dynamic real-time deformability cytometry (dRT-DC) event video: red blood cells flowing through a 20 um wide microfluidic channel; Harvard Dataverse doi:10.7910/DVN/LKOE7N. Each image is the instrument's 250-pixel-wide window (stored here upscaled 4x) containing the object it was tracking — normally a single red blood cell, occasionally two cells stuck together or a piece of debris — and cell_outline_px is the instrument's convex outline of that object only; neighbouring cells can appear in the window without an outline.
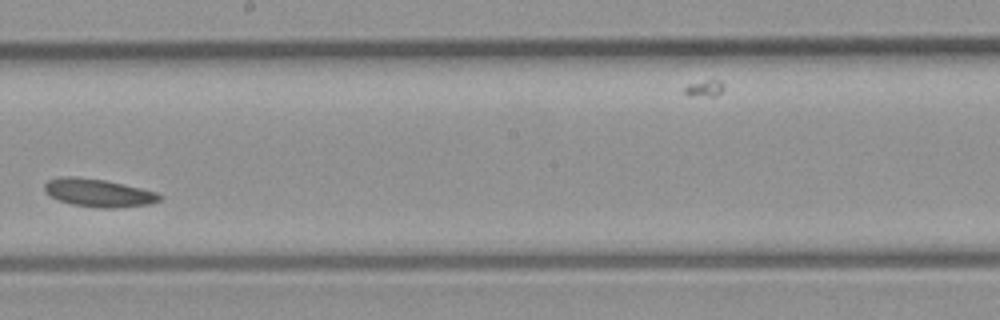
{"species": "common noctule bat (a hibernating species)", "species_latin": "Nyctalus noctula", "temperature_condition": "room temperature", "stored_images_in_passage": 22, "camera_frame_rate_fps": 3000, "um_per_image_px": 0.085, "animal": {"sex": "male", "body_mass_g": 23.1, "forearm_length_mm": 52.7}, "frame": {"image": 1, "passage_image": 13, "time_ms": 4.0, "image_size_px": [1000, 320], "cell_outline_px": [[164, 196], [160, 200], [152, 204], [116, 208], [100, 208], [72, 204], [60, 200], [44, 192], [44, 184], [48, 180], [60, 176], [76, 176], [104, 180], [140, 188], [156, 192]], "centroid_in_image_um": [8.38, 16.39], "position_along_channel_um": 239.8, "area_um2": 18.79}}
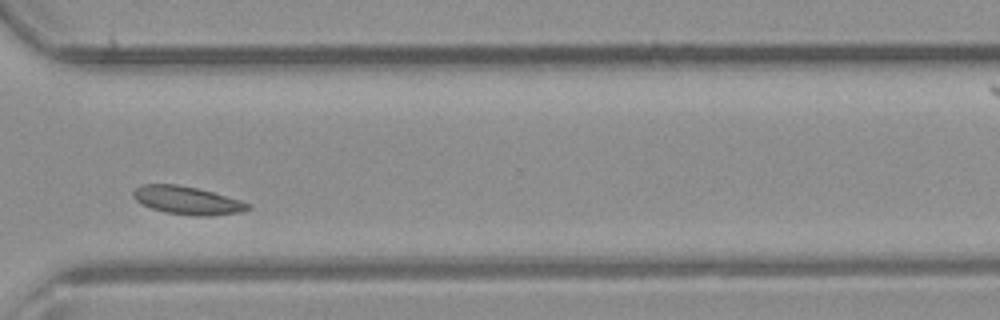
{"frame": {"image": 2, "passage_image": 19, "time_ms": 6.0, "image_size_px": [1000, 320], "cell_outline_px": [[252, 208], [240, 212], [212, 216], [204, 216], [164, 212], [140, 204], [132, 196], [132, 192], [140, 184], [176, 184], [196, 188], [212, 192], [240, 200], [252, 204]], "centroid_in_image_um": [15.91, 17.03], "position_along_channel_um": 354.7, "area_um2": 18.73}}